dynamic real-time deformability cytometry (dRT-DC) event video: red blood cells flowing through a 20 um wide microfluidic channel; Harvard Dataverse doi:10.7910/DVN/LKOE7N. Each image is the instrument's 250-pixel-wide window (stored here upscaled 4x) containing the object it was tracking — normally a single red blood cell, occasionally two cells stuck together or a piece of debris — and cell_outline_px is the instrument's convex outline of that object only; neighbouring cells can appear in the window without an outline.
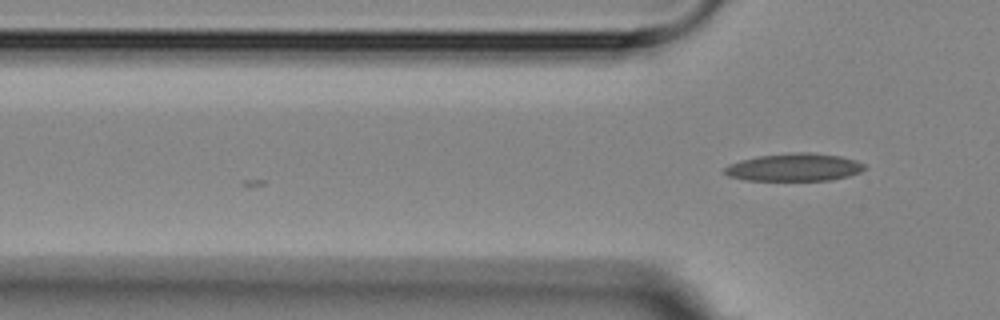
{"species": "Egyptian fruit bat (a non-hibernating species)", "species_latin": "Rousettus aegyptiacus", "temperature_condition": "room temperature", "stored_images_in_passage": 3, "camera_frame_rate_fps": 3000, "um_per_image_px": 0.085, "animal": {"sex": "female"}, "frame": {"image": 1, "passage_image": 3, "time_ms": 2.333, "image_size_px": [1000, 320], "cell_outline_px": [[868, 168], [860, 172], [848, 176], [828, 180], [748, 180], [728, 176], [724, 172], [724, 168], [728, 164], [740, 160], [756, 156], [796, 152], [808, 152], [840, 156], [856, 160], [864, 164]], "centroid_in_image_um": [67.51, 14.21], "position_along_channel_um": 58.3, "area_um2": 22.6}}